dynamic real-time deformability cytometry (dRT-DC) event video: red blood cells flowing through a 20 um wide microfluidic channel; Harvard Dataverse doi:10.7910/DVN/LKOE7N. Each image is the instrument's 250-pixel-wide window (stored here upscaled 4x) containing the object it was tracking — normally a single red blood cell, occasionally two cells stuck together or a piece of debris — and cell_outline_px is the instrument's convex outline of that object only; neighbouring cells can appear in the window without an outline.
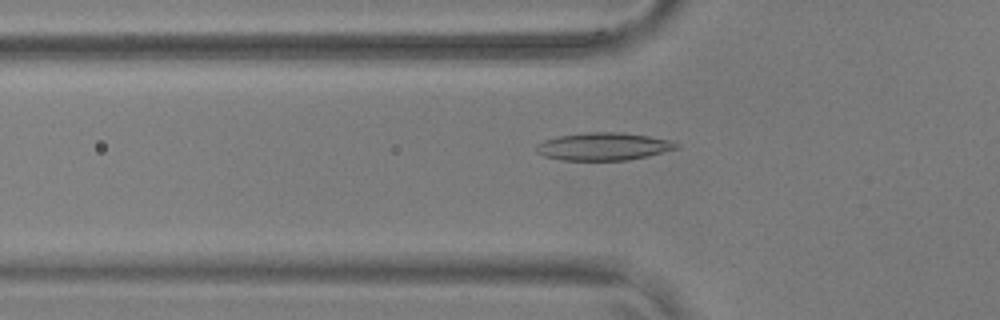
{"species": "common noctule bat (a hibernating species)", "species_latin": "Nyctalus noctula", "temperature_condition": "warm", "stored_images_in_passage": 55, "camera_frame_rate_fps": 3000, "um_per_image_px": 0.085, "animal": {"sex": "male", "body_mass_g": 17.9, "forearm_length_mm": 54.2}, "frame": {"image": 1, "passage_image": 19, "time_ms": 6.0, "image_size_px": [1000, 320], "cell_outline_px": [[680, 148], [648, 156], [628, 160], [560, 160], [544, 156], [536, 152], [536, 144], [544, 140], [560, 136], [588, 132], [620, 132], [648, 136], [668, 140], [680, 144]], "centroid_in_image_um": [51.3, 12.45], "position_along_channel_um": 74.5, "area_um2": 22.6}}
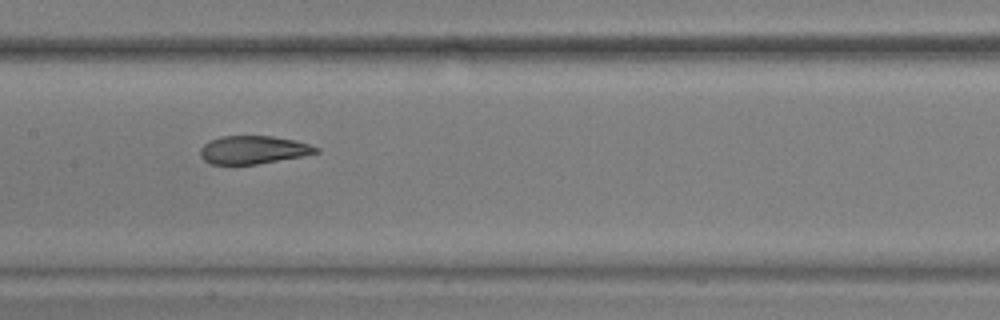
{"frame": {"image": 2, "passage_image": 28, "time_ms": 9.0, "image_size_px": [1000, 320], "cell_outline_px": [[320, 152], [300, 156], [256, 164], [208, 164], [200, 156], [200, 148], [204, 144], [220, 136], [272, 136], [296, 140], [320, 148]], "centroid_in_image_um": [21.51, 12.73], "position_along_channel_um": 185.9, "area_um2": 18.84}}
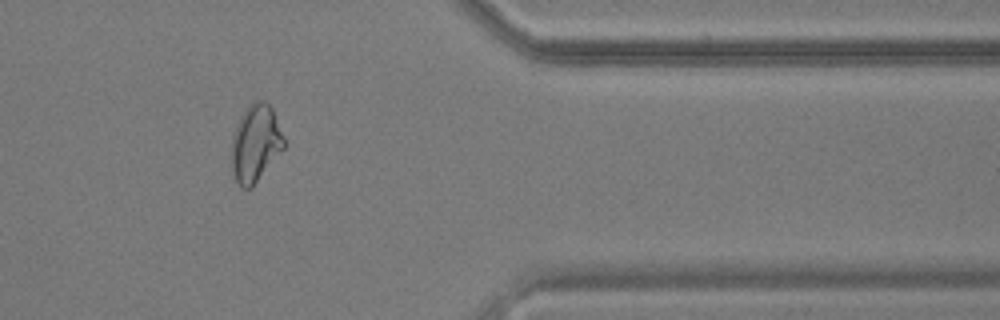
{"frame": {"image": 3, "passage_image": 46, "time_ms": 15.0, "image_size_px": [1000, 320], "cell_outline_px": [[284, 148], [252, 188], [240, 188], [232, 172], [232, 136], [236, 124], [240, 116], [248, 104], [252, 100], [264, 100], [272, 108], [284, 140]], "centroid_in_image_um": [21.69, 12.18], "position_along_channel_um": 389.7, "area_um2": 23.58}, "authors_computed_cell_mechanics": {"area_um2": 21.386, "velocity_mm_per_s": 3.6686, "shape_relaxation_time_tau1_ms": null, "shape_relaxation_time_tau2_ms": 1.3707, "deformation_change_tau1": null, "deformation_change_tau2": 0.0719}}